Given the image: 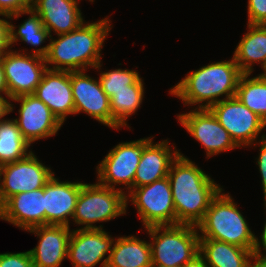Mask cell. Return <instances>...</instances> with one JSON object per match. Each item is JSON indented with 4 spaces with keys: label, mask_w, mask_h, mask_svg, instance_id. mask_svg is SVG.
Masks as SVG:
<instances>
[{
    "label": "cell",
    "mask_w": 266,
    "mask_h": 267,
    "mask_svg": "<svg viewBox=\"0 0 266 267\" xmlns=\"http://www.w3.org/2000/svg\"><path fill=\"white\" fill-rule=\"evenodd\" d=\"M221 189L196 225L199 239H214L252 250L255 234L229 193Z\"/></svg>",
    "instance_id": "277c9868"
},
{
    "label": "cell",
    "mask_w": 266,
    "mask_h": 267,
    "mask_svg": "<svg viewBox=\"0 0 266 267\" xmlns=\"http://www.w3.org/2000/svg\"><path fill=\"white\" fill-rule=\"evenodd\" d=\"M143 85V79H141L137 84L130 85V90L118 91L110 98L113 129L129 127L126 120L141 107L144 98Z\"/></svg>",
    "instance_id": "4316f807"
},
{
    "label": "cell",
    "mask_w": 266,
    "mask_h": 267,
    "mask_svg": "<svg viewBox=\"0 0 266 267\" xmlns=\"http://www.w3.org/2000/svg\"><path fill=\"white\" fill-rule=\"evenodd\" d=\"M264 206L266 208V202L264 201ZM260 241L258 237L255 235V241H254V247L252 249L253 257L259 258V259H266V222L264 224L263 232L260 237ZM263 247V248H262ZM262 249L265 250V254H262Z\"/></svg>",
    "instance_id": "e575fe53"
},
{
    "label": "cell",
    "mask_w": 266,
    "mask_h": 267,
    "mask_svg": "<svg viewBox=\"0 0 266 267\" xmlns=\"http://www.w3.org/2000/svg\"><path fill=\"white\" fill-rule=\"evenodd\" d=\"M173 149H171L168 139L157 143H154L152 139L142 151L141 159L135 172L133 188L149 185L154 181L167 177L172 162L180 154L176 146Z\"/></svg>",
    "instance_id": "44dd1931"
},
{
    "label": "cell",
    "mask_w": 266,
    "mask_h": 267,
    "mask_svg": "<svg viewBox=\"0 0 266 267\" xmlns=\"http://www.w3.org/2000/svg\"><path fill=\"white\" fill-rule=\"evenodd\" d=\"M9 97H4L3 95H0V121L4 120L2 118H4V116H6L7 114H9L10 112H12L14 110V107L11 102V99L9 100Z\"/></svg>",
    "instance_id": "d590c367"
},
{
    "label": "cell",
    "mask_w": 266,
    "mask_h": 267,
    "mask_svg": "<svg viewBox=\"0 0 266 267\" xmlns=\"http://www.w3.org/2000/svg\"><path fill=\"white\" fill-rule=\"evenodd\" d=\"M7 17V20H6ZM9 16L5 15V19L0 18V56L11 48L9 42Z\"/></svg>",
    "instance_id": "836d02e7"
},
{
    "label": "cell",
    "mask_w": 266,
    "mask_h": 267,
    "mask_svg": "<svg viewBox=\"0 0 266 267\" xmlns=\"http://www.w3.org/2000/svg\"><path fill=\"white\" fill-rule=\"evenodd\" d=\"M248 24L266 25V0H248Z\"/></svg>",
    "instance_id": "4dcf8cb0"
},
{
    "label": "cell",
    "mask_w": 266,
    "mask_h": 267,
    "mask_svg": "<svg viewBox=\"0 0 266 267\" xmlns=\"http://www.w3.org/2000/svg\"><path fill=\"white\" fill-rule=\"evenodd\" d=\"M145 229L152 240L153 267H183L199 254V233L194 225L178 223Z\"/></svg>",
    "instance_id": "5b68a950"
},
{
    "label": "cell",
    "mask_w": 266,
    "mask_h": 267,
    "mask_svg": "<svg viewBox=\"0 0 266 267\" xmlns=\"http://www.w3.org/2000/svg\"><path fill=\"white\" fill-rule=\"evenodd\" d=\"M29 147L15 119L0 121V166L24 159L32 152Z\"/></svg>",
    "instance_id": "484cf974"
},
{
    "label": "cell",
    "mask_w": 266,
    "mask_h": 267,
    "mask_svg": "<svg viewBox=\"0 0 266 267\" xmlns=\"http://www.w3.org/2000/svg\"><path fill=\"white\" fill-rule=\"evenodd\" d=\"M71 86L74 101V114L81 112L113 129L110 98L102 89L99 78L96 80L84 70L71 71Z\"/></svg>",
    "instance_id": "4fadbf2b"
},
{
    "label": "cell",
    "mask_w": 266,
    "mask_h": 267,
    "mask_svg": "<svg viewBox=\"0 0 266 267\" xmlns=\"http://www.w3.org/2000/svg\"><path fill=\"white\" fill-rule=\"evenodd\" d=\"M246 267H266V259L252 257Z\"/></svg>",
    "instance_id": "f35d334b"
},
{
    "label": "cell",
    "mask_w": 266,
    "mask_h": 267,
    "mask_svg": "<svg viewBox=\"0 0 266 267\" xmlns=\"http://www.w3.org/2000/svg\"><path fill=\"white\" fill-rule=\"evenodd\" d=\"M78 0H35L33 11L40 17L44 27L57 36L78 28L83 22Z\"/></svg>",
    "instance_id": "ffe728a7"
},
{
    "label": "cell",
    "mask_w": 266,
    "mask_h": 267,
    "mask_svg": "<svg viewBox=\"0 0 266 267\" xmlns=\"http://www.w3.org/2000/svg\"><path fill=\"white\" fill-rule=\"evenodd\" d=\"M243 73L236 64L234 57L231 60L218 61L189 72L180 82L169 91L184 105H198V109L210 108L223 99L236 95L239 79ZM206 102V103H205Z\"/></svg>",
    "instance_id": "3957f363"
},
{
    "label": "cell",
    "mask_w": 266,
    "mask_h": 267,
    "mask_svg": "<svg viewBox=\"0 0 266 267\" xmlns=\"http://www.w3.org/2000/svg\"><path fill=\"white\" fill-rule=\"evenodd\" d=\"M0 219L22 230L45 225L44 188L21 192L0 206Z\"/></svg>",
    "instance_id": "ac0fdd59"
},
{
    "label": "cell",
    "mask_w": 266,
    "mask_h": 267,
    "mask_svg": "<svg viewBox=\"0 0 266 267\" xmlns=\"http://www.w3.org/2000/svg\"><path fill=\"white\" fill-rule=\"evenodd\" d=\"M82 182L60 181L53 175L44 187L45 225L70 226Z\"/></svg>",
    "instance_id": "e0dca14e"
},
{
    "label": "cell",
    "mask_w": 266,
    "mask_h": 267,
    "mask_svg": "<svg viewBox=\"0 0 266 267\" xmlns=\"http://www.w3.org/2000/svg\"><path fill=\"white\" fill-rule=\"evenodd\" d=\"M168 179L176 212V224L196 226L212 199L222 189L195 162L181 152L172 162Z\"/></svg>",
    "instance_id": "7a4b0ae2"
},
{
    "label": "cell",
    "mask_w": 266,
    "mask_h": 267,
    "mask_svg": "<svg viewBox=\"0 0 266 267\" xmlns=\"http://www.w3.org/2000/svg\"><path fill=\"white\" fill-rule=\"evenodd\" d=\"M53 175L33 152L24 159L0 166V206L13 195L44 188Z\"/></svg>",
    "instance_id": "30bf717a"
},
{
    "label": "cell",
    "mask_w": 266,
    "mask_h": 267,
    "mask_svg": "<svg viewBox=\"0 0 266 267\" xmlns=\"http://www.w3.org/2000/svg\"><path fill=\"white\" fill-rule=\"evenodd\" d=\"M19 102V117L15 119L23 138L33 142L56 135L63 125L47 105L34 94L21 95L11 99Z\"/></svg>",
    "instance_id": "5bb4252c"
},
{
    "label": "cell",
    "mask_w": 266,
    "mask_h": 267,
    "mask_svg": "<svg viewBox=\"0 0 266 267\" xmlns=\"http://www.w3.org/2000/svg\"><path fill=\"white\" fill-rule=\"evenodd\" d=\"M114 239L104 229H73L67 258L73 267H106Z\"/></svg>",
    "instance_id": "9a60e30c"
},
{
    "label": "cell",
    "mask_w": 266,
    "mask_h": 267,
    "mask_svg": "<svg viewBox=\"0 0 266 267\" xmlns=\"http://www.w3.org/2000/svg\"><path fill=\"white\" fill-rule=\"evenodd\" d=\"M152 139L153 136L122 142L111 149L96 167L98 183L114 189L116 185H125V189L128 190L126 193H129L133 189L142 151Z\"/></svg>",
    "instance_id": "ba28073f"
},
{
    "label": "cell",
    "mask_w": 266,
    "mask_h": 267,
    "mask_svg": "<svg viewBox=\"0 0 266 267\" xmlns=\"http://www.w3.org/2000/svg\"><path fill=\"white\" fill-rule=\"evenodd\" d=\"M199 253L209 267H246L253 257L250 249L214 239H199Z\"/></svg>",
    "instance_id": "cb8c5ba5"
},
{
    "label": "cell",
    "mask_w": 266,
    "mask_h": 267,
    "mask_svg": "<svg viewBox=\"0 0 266 267\" xmlns=\"http://www.w3.org/2000/svg\"><path fill=\"white\" fill-rule=\"evenodd\" d=\"M142 78L136 70L114 69L100 73L99 80L105 94L111 98L121 90H130V85L137 84Z\"/></svg>",
    "instance_id": "f1b7e54d"
},
{
    "label": "cell",
    "mask_w": 266,
    "mask_h": 267,
    "mask_svg": "<svg viewBox=\"0 0 266 267\" xmlns=\"http://www.w3.org/2000/svg\"><path fill=\"white\" fill-rule=\"evenodd\" d=\"M126 199L127 203L131 201L132 205H135L143 227L176 224V212L168 177L133 188L126 194Z\"/></svg>",
    "instance_id": "52a82bcc"
},
{
    "label": "cell",
    "mask_w": 266,
    "mask_h": 267,
    "mask_svg": "<svg viewBox=\"0 0 266 267\" xmlns=\"http://www.w3.org/2000/svg\"><path fill=\"white\" fill-rule=\"evenodd\" d=\"M12 48L0 56L4 67L8 97L34 94L44 72L47 70L45 58Z\"/></svg>",
    "instance_id": "8fae6325"
},
{
    "label": "cell",
    "mask_w": 266,
    "mask_h": 267,
    "mask_svg": "<svg viewBox=\"0 0 266 267\" xmlns=\"http://www.w3.org/2000/svg\"><path fill=\"white\" fill-rule=\"evenodd\" d=\"M34 95L47 105L62 124L67 116L74 114L71 71L47 69Z\"/></svg>",
    "instance_id": "d6986e66"
},
{
    "label": "cell",
    "mask_w": 266,
    "mask_h": 267,
    "mask_svg": "<svg viewBox=\"0 0 266 267\" xmlns=\"http://www.w3.org/2000/svg\"><path fill=\"white\" fill-rule=\"evenodd\" d=\"M121 187L114 189L95 184L84 183L77 198L72 221L84 225L81 229H103L95 226L97 222H108L126 214L128 207L126 193Z\"/></svg>",
    "instance_id": "8992f818"
},
{
    "label": "cell",
    "mask_w": 266,
    "mask_h": 267,
    "mask_svg": "<svg viewBox=\"0 0 266 267\" xmlns=\"http://www.w3.org/2000/svg\"><path fill=\"white\" fill-rule=\"evenodd\" d=\"M31 8V4L27 0H0V16L14 15Z\"/></svg>",
    "instance_id": "1f68e13d"
},
{
    "label": "cell",
    "mask_w": 266,
    "mask_h": 267,
    "mask_svg": "<svg viewBox=\"0 0 266 267\" xmlns=\"http://www.w3.org/2000/svg\"><path fill=\"white\" fill-rule=\"evenodd\" d=\"M183 267H209L205 258L199 253L192 260L188 261Z\"/></svg>",
    "instance_id": "8d00e7d4"
},
{
    "label": "cell",
    "mask_w": 266,
    "mask_h": 267,
    "mask_svg": "<svg viewBox=\"0 0 266 267\" xmlns=\"http://www.w3.org/2000/svg\"><path fill=\"white\" fill-rule=\"evenodd\" d=\"M39 238L36 247L29 250L33 267H60L67 258L70 227L63 225H42L27 230Z\"/></svg>",
    "instance_id": "2e32d148"
},
{
    "label": "cell",
    "mask_w": 266,
    "mask_h": 267,
    "mask_svg": "<svg viewBox=\"0 0 266 267\" xmlns=\"http://www.w3.org/2000/svg\"><path fill=\"white\" fill-rule=\"evenodd\" d=\"M244 34L235 48L233 57L243 74H252L255 63L266 67V25L247 24Z\"/></svg>",
    "instance_id": "7402d4cb"
},
{
    "label": "cell",
    "mask_w": 266,
    "mask_h": 267,
    "mask_svg": "<svg viewBox=\"0 0 266 267\" xmlns=\"http://www.w3.org/2000/svg\"><path fill=\"white\" fill-rule=\"evenodd\" d=\"M261 139L256 142V144H252L254 147L257 146V143L260 146V153L257 158V165L258 169L260 171L261 177H262V189L264 193V201L266 202V134L261 135Z\"/></svg>",
    "instance_id": "d6a6232c"
},
{
    "label": "cell",
    "mask_w": 266,
    "mask_h": 267,
    "mask_svg": "<svg viewBox=\"0 0 266 267\" xmlns=\"http://www.w3.org/2000/svg\"><path fill=\"white\" fill-rule=\"evenodd\" d=\"M106 267H153L150 243L134 235L116 237Z\"/></svg>",
    "instance_id": "603a6c76"
},
{
    "label": "cell",
    "mask_w": 266,
    "mask_h": 267,
    "mask_svg": "<svg viewBox=\"0 0 266 267\" xmlns=\"http://www.w3.org/2000/svg\"><path fill=\"white\" fill-rule=\"evenodd\" d=\"M263 73H261V75L266 79V67L263 69Z\"/></svg>",
    "instance_id": "ab89813d"
},
{
    "label": "cell",
    "mask_w": 266,
    "mask_h": 267,
    "mask_svg": "<svg viewBox=\"0 0 266 267\" xmlns=\"http://www.w3.org/2000/svg\"><path fill=\"white\" fill-rule=\"evenodd\" d=\"M209 109L240 148L256 144L258 135L265 130L266 123L236 96L222 99Z\"/></svg>",
    "instance_id": "9c48e42d"
},
{
    "label": "cell",
    "mask_w": 266,
    "mask_h": 267,
    "mask_svg": "<svg viewBox=\"0 0 266 267\" xmlns=\"http://www.w3.org/2000/svg\"><path fill=\"white\" fill-rule=\"evenodd\" d=\"M250 75H241L235 96L266 123V79Z\"/></svg>",
    "instance_id": "83f0119b"
},
{
    "label": "cell",
    "mask_w": 266,
    "mask_h": 267,
    "mask_svg": "<svg viewBox=\"0 0 266 267\" xmlns=\"http://www.w3.org/2000/svg\"><path fill=\"white\" fill-rule=\"evenodd\" d=\"M179 123L204 147L207 158L239 148L209 108L177 115Z\"/></svg>",
    "instance_id": "7c38bea8"
},
{
    "label": "cell",
    "mask_w": 266,
    "mask_h": 267,
    "mask_svg": "<svg viewBox=\"0 0 266 267\" xmlns=\"http://www.w3.org/2000/svg\"><path fill=\"white\" fill-rule=\"evenodd\" d=\"M0 267H33L29 251L19 253H1Z\"/></svg>",
    "instance_id": "f546056e"
},
{
    "label": "cell",
    "mask_w": 266,
    "mask_h": 267,
    "mask_svg": "<svg viewBox=\"0 0 266 267\" xmlns=\"http://www.w3.org/2000/svg\"><path fill=\"white\" fill-rule=\"evenodd\" d=\"M30 4H32L35 0H27Z\"/></svg>",
    "instance_id": "60d3db41"
},
{
    "label": "cell",
    "mask_w": 266,
    "mask_h": 267,
    "mask_svg": "<svg viewBox=\"0 0 266 267\" xmlns=\"http://www.w3.org/2000/svg\"><path fill=\"white\" fill-rule=\"evenodd\" d=\"M6 95L8 97L7 82L4 73V67L0 59V95Z\"/></svg>",
    "instance_id": "74e56055"
},
{
    "label": "cell",
    "mask_w": 266,
    "mask_h": 267,
    "mask_svg": "<svg viewBox=\"0 0 266 267\" xmlns=\"http://www.w3.org/2000/svg\"><path fill=\"white\" fill-rule=\"evenodd\" d=\"M111 28L107 16L93 23L84 21L73 31L58 35L57 39L51 36L45 57L47 69L85 72L89 67L101 69V50Z\"/></svg>",
    "instance_id": "6da1fadb"
},
{
    "label": "cell",
    "mask_w": 266,
    "mask_h": 267,
    "mask_svg": "<svg viewBox=\"0 0 266 267\" xmlns=\"http://www.w3.org/2000/svg\"><path fill=\"white\" fill-rule=\"evenodd\" d=\"M23 14H28L30 16L18 26L17 30L16 26L9 22L10 46L12 48V45L18 40H21L22 42L24 41L25 43L30 44L31 46L37 47L36 49H33L30 52L32 53V55H37L45 58L49 51V44L40 48L38 47L42 45V43L46 42L45 40H47V38H50L49 31L44 27L40 17L33 11L32 8L22 12H17L14 15H10L9 19H18Z\"/></svg>",
    "instance_id": "d4e9b609"
}]
</instances>
